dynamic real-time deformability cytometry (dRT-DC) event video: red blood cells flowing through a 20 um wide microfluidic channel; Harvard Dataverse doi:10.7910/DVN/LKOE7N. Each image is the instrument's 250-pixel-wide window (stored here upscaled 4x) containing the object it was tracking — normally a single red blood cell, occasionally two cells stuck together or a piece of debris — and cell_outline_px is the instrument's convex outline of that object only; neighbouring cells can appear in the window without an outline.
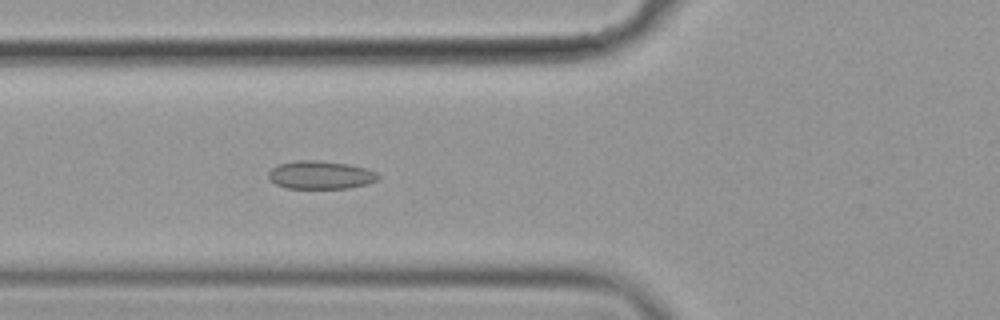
{"species": "common noctule bat (a hibernating species)", "species_latin": "Nyctalus noctula", "temperature_condition": "cold", "stored_images_in_passage": 41, "camera_frame_rate_fps": 3000, "um_per_image_px": 0.085, "animal": {"sex": "female", "body_mass_g": 19.9}, "frame": {"image": 1, "passage_image": 13, "time_ms": 4.0, "image_size_px": [1000, 320], "cell_outline_px": [[380, 176], [376, 180], [368, 184], [348, 188], [288, 188], [276, 184], [268, 176], [268, 172], [272, 168], [280, 164], [296, 160], [316, 160], [348, 164], [364, 168], [376, 172]], "centroid_in_image_um": [27.25, 14.87], "position_along_channel_um": 98.6, "area_um2": 17.8}}
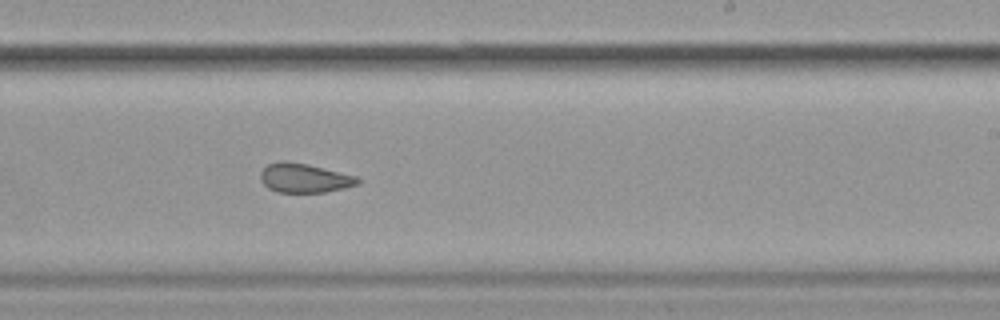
{"frame": {"image": 2, "passage_image": 27, "time_ms": 8.667, "image_size_px": [1000, 320], "cell_outline_px": [[360, 184], [344, 188], [324, 192], [276, 192], [268, 188], [260, 180], [260, 172], [268, 164], [280, 160], [284, 160], [308, 164], [356, 176], [360, 180]], "centroid_in_image_um": [25.85, 15.13], "position_along_channel_um": 263.2, "area_um2": 16.59}}
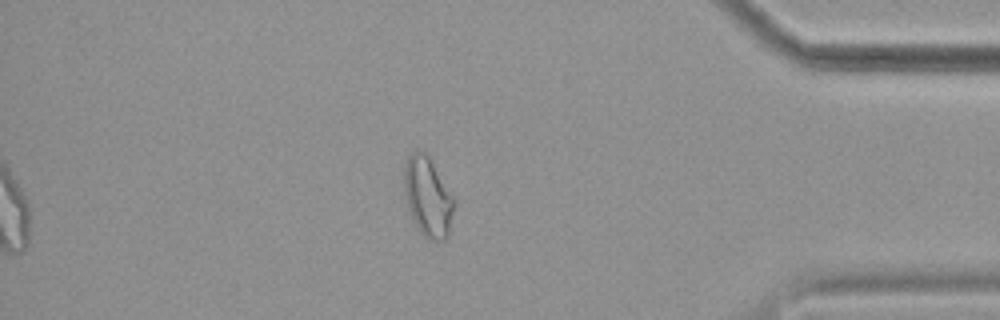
{"frame": {"image": 3, "passage_image": 41, "time_ms": 13.333, "image_size_px": [1000, 320], "cell_outline_px": [[456, 204], [448, 236], [444, 240], [428, 240], [420, 232], [412, 220], [408, 208], [404, 188], [404, 164], [408, 156], [416, 148], [424, 152], [428, 156], [456, 200]], "centroid_in_image_um": [36.37, 16.75], "position_along_channel_um": 398.8, "area_um2": 23.41}, "authors_computed_cell_mechanics": {"area_um2": 17.8024, "velocity_mm_per_s": 3.5307, "shape_relaxation_time_tau1_ms": null, "shape_relaxation_time_tau2_ms": 1.7581, "deformation_change_tau1": null, "deformation_change_tau2": 0.0715}}